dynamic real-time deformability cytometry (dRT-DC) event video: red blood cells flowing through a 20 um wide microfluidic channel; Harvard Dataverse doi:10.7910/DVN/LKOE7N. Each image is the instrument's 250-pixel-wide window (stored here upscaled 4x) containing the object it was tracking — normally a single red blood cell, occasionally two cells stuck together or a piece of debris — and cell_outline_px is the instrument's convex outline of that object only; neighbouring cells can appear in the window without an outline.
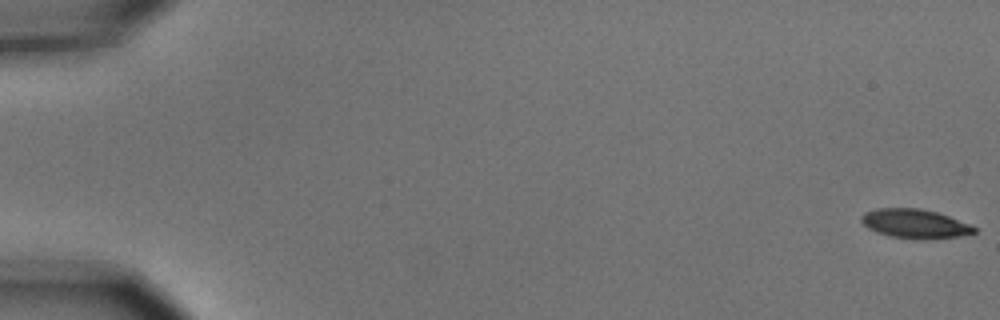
{"species": "common noctule bat (a hibernating species)", "species_latin": "Nyctalus noctula", "temperature_condition": "cold", "stored_images_in_passage": 5, "camera_frame_rate_fps": 3000, "um_per_image_px": 0.085, "animal": {"sex": "male", "body_mass_g": 15.6}, "frame": {"image": 1, "passage_image": 1, "time_ms": 0.0, "image_size_px": [1000, 320], "cell_outline_px": [[976, 232], [960, 236], [892, 236], [876, 232], [868, 228], [860, 220], [860, 216], [864, 212], [876, 208], [920, 208], [936, 212], [948, 216], [968, 224], [976, 228]], "centroid_in_image_um": [77.68, 18.95], "position_along_channel_um": 7.3, "area_um2": 18.09}}
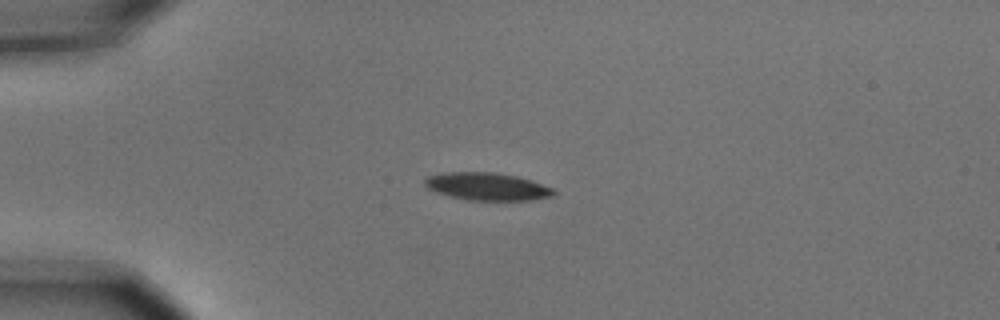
{"frame": {"image": 2, "passage_image": 4, "time_ms": 1.0, "image_size_px": [1000, 320], "cell_outline_px": [[556, 196], [532, 200], [468, 200], [436, 192], [428, 188], [424, 184], [424, 180], [428, 176], [440, 172], [496, 172], [516, 176], [532, 180], [552, 188], [556, 192]], "centroid_in_image_um": [41.43, 15.84], "position_along_channel_um": 43.6, "area_um2": 20.87}}